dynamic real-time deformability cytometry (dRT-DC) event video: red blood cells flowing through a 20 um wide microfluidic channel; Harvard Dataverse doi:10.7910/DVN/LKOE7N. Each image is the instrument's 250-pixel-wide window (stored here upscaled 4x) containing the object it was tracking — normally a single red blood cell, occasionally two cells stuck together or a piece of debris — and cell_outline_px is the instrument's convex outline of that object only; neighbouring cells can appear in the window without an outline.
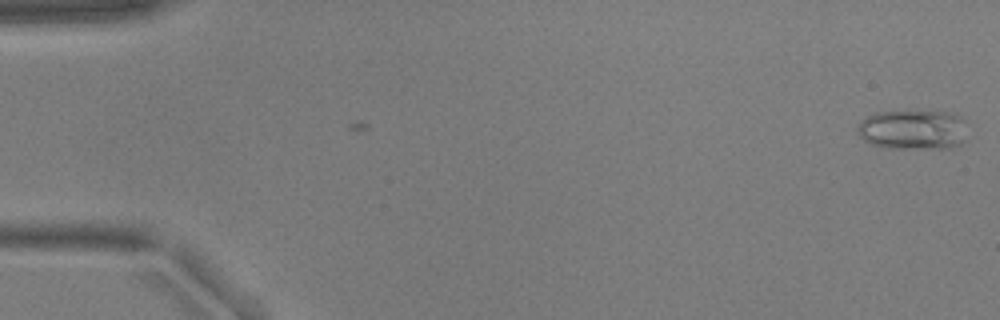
{"species": "common noctule bat (a hibernating species)", "species_latin": "Nyctalus noctula", "temperature_condition": "warm", "stored_images_in_passage": 6, "camera_frame_rate_fps": 3000, "um_per_image_px": 0.085, "animal": {"sex": "male", "body_mass_g": 17.9, "forearm_length_mm": 54.2}, "frame": {"image": 1, "passage_image": 6, "time_ms": 1.667, "image_size_px": [1000, 320], "cell_outline_px": [[964, 120], [960, 144], [952, 148], [888, 148], [868, 144], [856, 132], [856, 128], [860, 120], [876, 112], [956, 112]], "centroid_in_image_um": [77.52, 11.03], "position_along_channel_um": 7.5, "area_um2": 25.32}}